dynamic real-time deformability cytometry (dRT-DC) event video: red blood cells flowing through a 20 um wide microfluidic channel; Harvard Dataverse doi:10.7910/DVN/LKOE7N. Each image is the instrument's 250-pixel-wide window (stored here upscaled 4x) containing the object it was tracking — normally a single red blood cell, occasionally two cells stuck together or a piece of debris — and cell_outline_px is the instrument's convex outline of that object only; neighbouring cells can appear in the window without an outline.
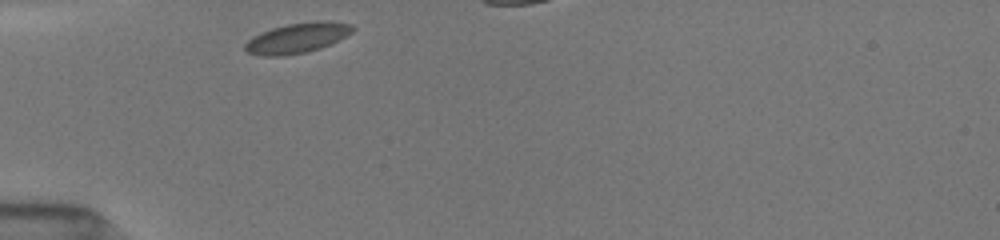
{"species": "common noctule bat (a hibernating species)", "species_latin": "Nyctalus noctula", "temperature_condition": "room temperature", "stored_images_in_passage": 14, "camera_frame_rate_fps": 3000, "um_per_image_px": 0.085, "animal": {"sex": "female", "body_mass_g": 19.5, "forearm_length_mm": 54.1}, "frame": {"image": 1, "passage_image": 1, "time_ms": 0.0, "image_size_px": [1000, 240], "cell_outline_px": [[356, 28], [352, 32], [320, 48], [304, 52], [284, 56], [264, 56], [248, 52], [244, 48], [244, 44], [252, 36], [260, 32], [272, 28], [288, 24], [316, 20], [328, 20], [352, 24]], "centroid_in_image_um": [25.25, 3.21], "position_along_channel_um": 59.7, "area_um2": 18.84}}
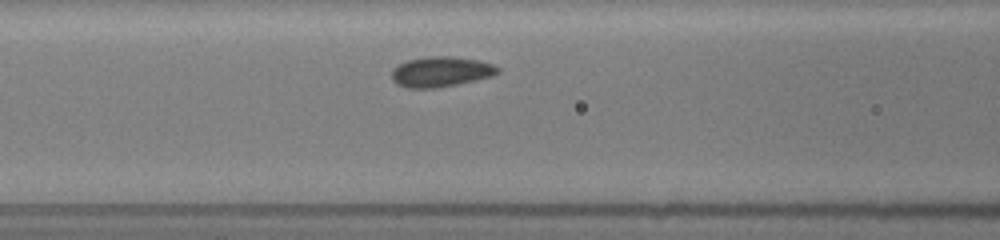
{"frame": {"image": 2, "passage_image": 7, "time_ms": 2.0, "image_size_px": [1000, 240], "cell_outline_px": [[500, 72], [492, 76], [476, 80], [436, 88], [408, 88], [396, 84], [392, 80], [392, 68], [408, 60], [428, 56], [452, 56], [480, 60], [492, 64], [500, 68]], "centroid_in_image_um": [37.48, 6.09], "position_along_channel_um": 129.1, "area_um2": 18.79}}
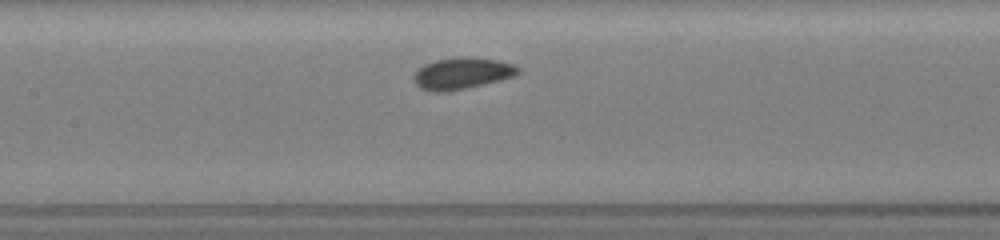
{"frame": {"image": 3, "passage_image": 11, "time_ms": 3.0, "image_size_px": [1000, 240], "cell_outline_px": [[520, 72], [516, 76], [468, 88], [444, 92], [432, 92], [420, 88], [412, 80], [412, 76], [424, 64], [436, 60], [460, 56], [496, 60], [516, 64], [520, 68]], "centroid_in_image_um": [39.28, 6.24], "position_along_channel_um": 168.1, "area_um2": 19.36}}